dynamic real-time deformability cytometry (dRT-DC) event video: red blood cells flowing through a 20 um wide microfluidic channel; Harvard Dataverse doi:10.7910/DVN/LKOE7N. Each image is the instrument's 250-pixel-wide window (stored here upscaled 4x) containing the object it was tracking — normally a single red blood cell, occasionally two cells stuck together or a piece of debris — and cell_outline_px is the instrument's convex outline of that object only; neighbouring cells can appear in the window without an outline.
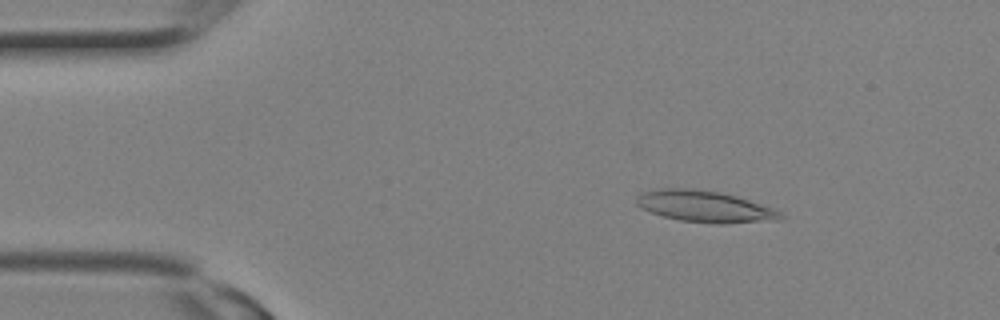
{"species": "Egyptian fruit bat (a non-hibernating species)", "species_latin": "Rousettus aegyptiacus", "temperature_condition": "room temperature", "stored_images_in_passage": 2, "camera_frame_rate_fps": 3000, "um_per_image_px": 0.085, "animal": {"sex": "female"}, "frame": {"image": 1, "passage_image": 1, "time_ms": 0.0, "image_size_px": [1000, 320], "cell_outline_px": [[784, 220], [720, 224], [680, 220], [664, 216], [640, 208], [636, 204], [636, 200], [644, 192], [660, 188], [692, 188], [720, 192], [736, 196], [772, 208], [780, 212], [784, 216]], "centroid_in_image_um": [59.94, 17.55], "position_along_channel_um": 25.1, "area_um2": 26.24}}